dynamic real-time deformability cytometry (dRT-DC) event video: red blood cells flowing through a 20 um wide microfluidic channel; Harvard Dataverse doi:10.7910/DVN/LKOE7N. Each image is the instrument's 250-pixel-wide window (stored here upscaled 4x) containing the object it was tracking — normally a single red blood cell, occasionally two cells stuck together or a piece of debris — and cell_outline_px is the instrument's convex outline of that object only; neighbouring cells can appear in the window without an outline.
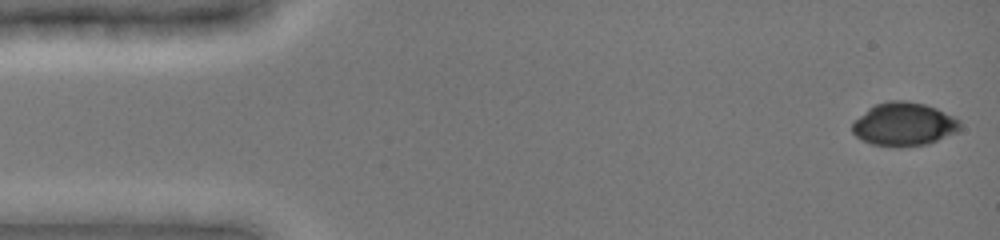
{"species": "common noctule bat (a hibernating species)", "species_latin": "Nyctalus noctula", "temperature_condition": "cold", "stored_images_in_passage": 26, "camera_frame_rate_fps": 3000, "um_per_image_px": 0.085, "animal": {"sex": "female", "body_mass_g": 19.0, "forearm_length_mm": 51.5}, "frame": {"image": 1, "passage_image": 1, "time_ms": 0.0, "image_size_px": [1000, 240], "cell_outline_px": [[960, 128], [956, 132], [928, 144], [872, 144], [856, 136], [852, 132], [852, 124], [868, 108], [876, 104], [888, 100], [904, 100], [924, 104], [936, 108], [960, 120]], "centroid_in_image_um": [76.84, 10.51], "position_along_channel_um": 8.2, "area_um2": 26.36}}
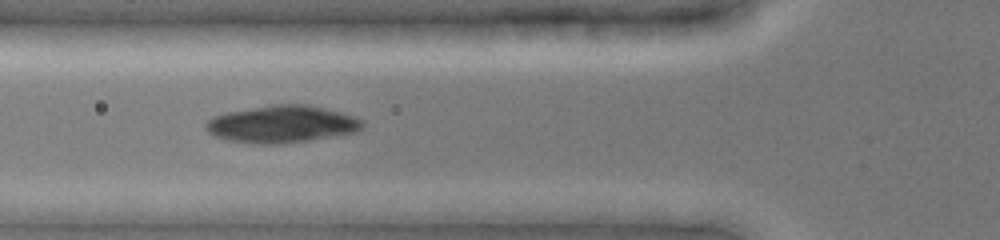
{"frame": {"image": 2, "passage_image": 14, "time_ms": 5.333, "image_size_px": [1000, 240], "cell_outline_px": [[364, 128], [356, 132], [308, 140], [276, 144], [260, 144], [228, 140], [212, 136], [204, 128], [204, 124], [212, 116], [224, 112], [272, 104], [308, 104], [356, 116], [364, 120]], "centroid_in_image_um": [23.94, 10.54], "position_along_channel_um": 101.9, "area_um2": 34.28}}
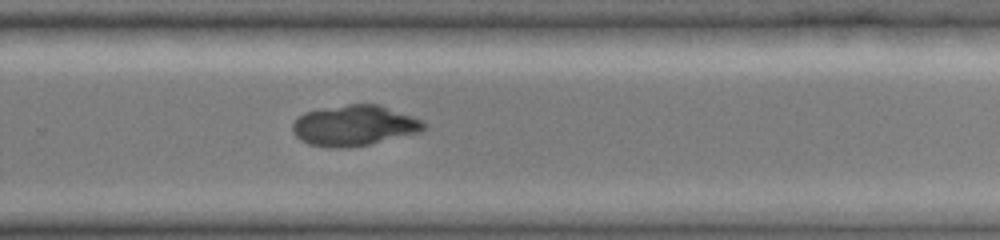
{"frame": {"image": 3, "passage_image": 26, "time_ms": 10.333, "image_size_px": [1000, 240], "cell_outline_px": [[428, 128], [420, 132], [368, 144], [344, 148], [328, 148], [308, 144], [300, 140], [292, 132], [292, 124], [304, 112], [320, 108], [348, 104], [380, 104], [424, 120], [428, 124]], "centroid_in_image_um": [30.13, 10.66], "position_along_channel_um": 299.7, "area_um2": 31.39}}